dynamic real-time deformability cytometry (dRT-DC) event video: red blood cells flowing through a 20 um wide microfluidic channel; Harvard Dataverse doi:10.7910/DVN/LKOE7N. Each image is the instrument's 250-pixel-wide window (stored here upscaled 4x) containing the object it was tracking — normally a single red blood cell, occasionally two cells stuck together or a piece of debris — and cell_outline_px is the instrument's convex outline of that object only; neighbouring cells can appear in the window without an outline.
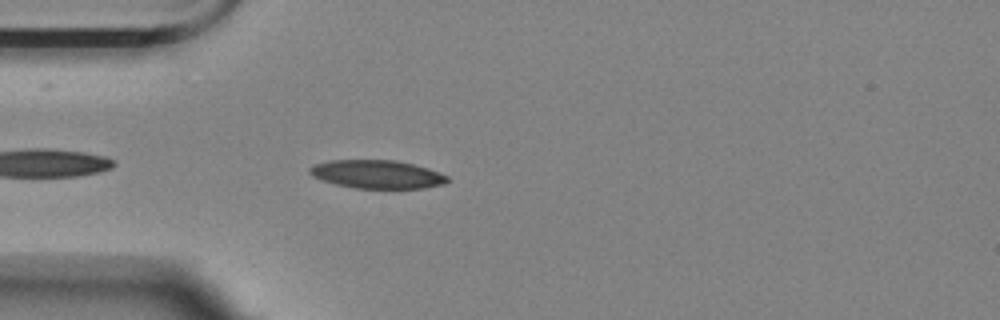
{"species": "Egyptian fruit bat (a non-hibernating species)", "species_latin": "Rousettus aegyptiacus", "temperature_condition": "room temperature", "stored_images_in_passage": 9, "camera_frame_rate_fps": 3000, "um_per_image_px": 0.085, "animal": {"sex": "female"}, "frame": {"image": 1, "passage_image": 4, "time_ms": 1.0, "image_size_px": [1000, 320], "cell_outline_px": [[448, 180], [444, 184], [424, 188], [352, 188], [336, 184], [312, 176], [308, 172], [308, 168], [316, 164], [332, 160], [396, 160], [428, 168], [448, 176]], "centroid_in_image_um": [32.05, 14.81], "position_along_channel_um": 53.0, "area_um2": 22.6}}
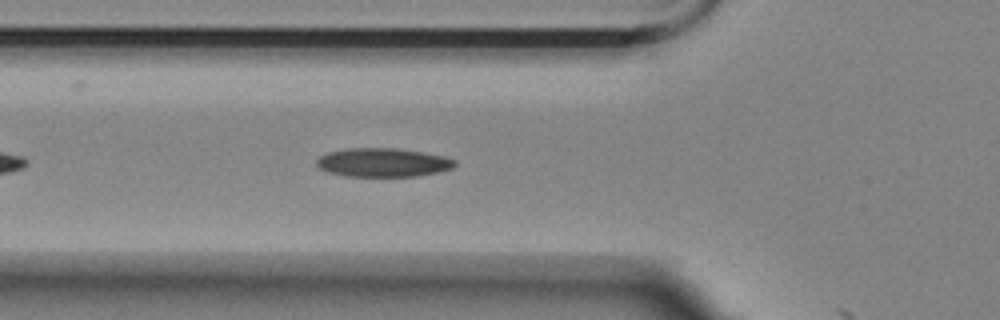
{"frame": {"image": 2, "passage_image": 8, "time_ms": 2.333, "image_size_px": [1000, 320], "cell_outline_px": [[456, 164], [452, 168], [436, 172], [416, 176], [348, 176], [328, 172], [320, 168], [316, 164], [316, 160], [320, 156], [328, 152], [348, 148], [392, 148], [420, 152], [444, 156], [456, 160]], "centroid_in_image_um": [32.53, 13.81], "position_along_channel_um": 93.3, "area_um2": 22.89}}